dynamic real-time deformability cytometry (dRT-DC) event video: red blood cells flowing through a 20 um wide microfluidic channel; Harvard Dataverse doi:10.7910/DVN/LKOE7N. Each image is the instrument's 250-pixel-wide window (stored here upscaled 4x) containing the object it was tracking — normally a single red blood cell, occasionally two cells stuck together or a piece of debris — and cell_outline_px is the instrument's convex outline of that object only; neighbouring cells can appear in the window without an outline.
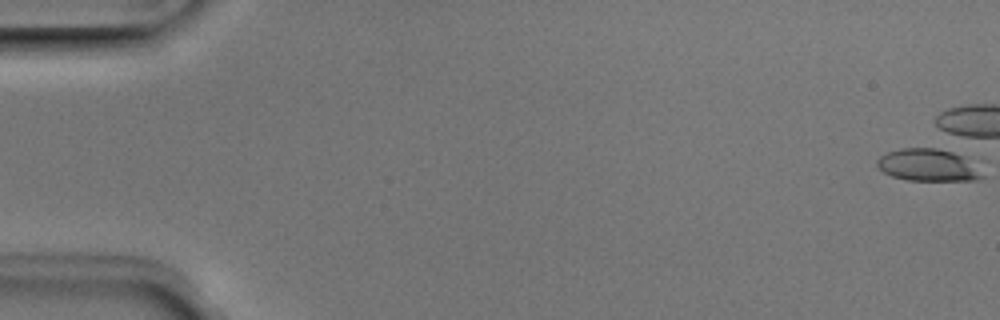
{"species": "Egyptian fruit bat (a non-hibernating species)", "species_latin": "Rousettus aegyptiacus", "temperature_condition": "room temperature", "stored_images_in_passage": 2, "camera_frame_rate_fps": 3000, "um_per_image_px": 0.085, "animal": {"sex": "male"}, "frame": {"image": 1, "passage_image": 1, "time_ms": 0.0, "image_size_px": [1000, 320], "cell_outline_px": [[984, 176], [976, 180], [908, 180], [892, 176], [884, 172], [876, 164], [876, 160], [880, 156], [888, 152], [900, 148], [936, 148], [952, 152], [964, 156], [984, 168]], "centroid_in_image_um": [78.96, 14.03], "position_along_channel_um": 6.0, "area_um2": 20.0}}